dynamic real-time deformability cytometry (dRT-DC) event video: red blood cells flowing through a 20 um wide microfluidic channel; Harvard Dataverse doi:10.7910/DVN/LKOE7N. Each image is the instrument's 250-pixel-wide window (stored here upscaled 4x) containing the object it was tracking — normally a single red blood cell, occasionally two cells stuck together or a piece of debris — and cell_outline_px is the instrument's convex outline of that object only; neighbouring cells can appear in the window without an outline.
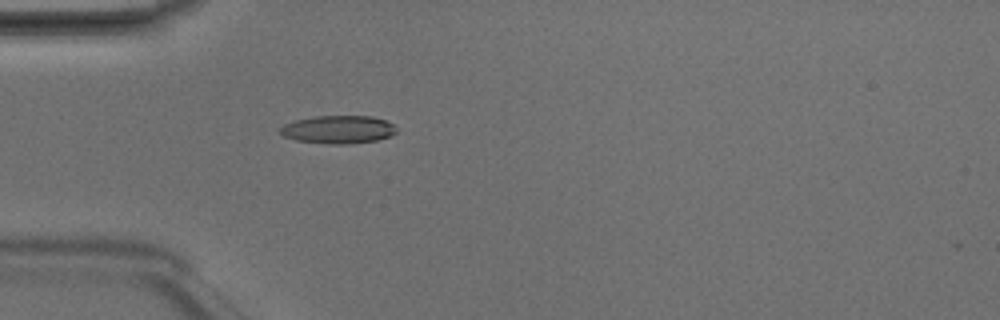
{"species": "Egyptian fruit bat (a non-hibernating species)", "species_latin": "Rousettus aegyptiacus", "temperature_condition": "room temperature", "stored_images_in_passage": 5, "camera_frame_rate_fps": 3000, "um_per_image_px": 0.085, "animal": {"sex": "male"}, "frame": {"image": 1, "passage_image": 5, "time_ms": 1.333, "image_size_px": [1000, 320], "cell_outline_px": [[396, 132], [392, 136], [376, 140], [348, 144], [324, 144], [296, 140], [284, 136], [280, 132], [280, 128], [284, 124], [296, 120], [316, 116], [372, 116], [384, 120], [392, 124], [396, 128]], "centroid_in_image_um": [28.75, 11.01], "position_along_channel_um": 56.2, "area_um2": 18.96}}